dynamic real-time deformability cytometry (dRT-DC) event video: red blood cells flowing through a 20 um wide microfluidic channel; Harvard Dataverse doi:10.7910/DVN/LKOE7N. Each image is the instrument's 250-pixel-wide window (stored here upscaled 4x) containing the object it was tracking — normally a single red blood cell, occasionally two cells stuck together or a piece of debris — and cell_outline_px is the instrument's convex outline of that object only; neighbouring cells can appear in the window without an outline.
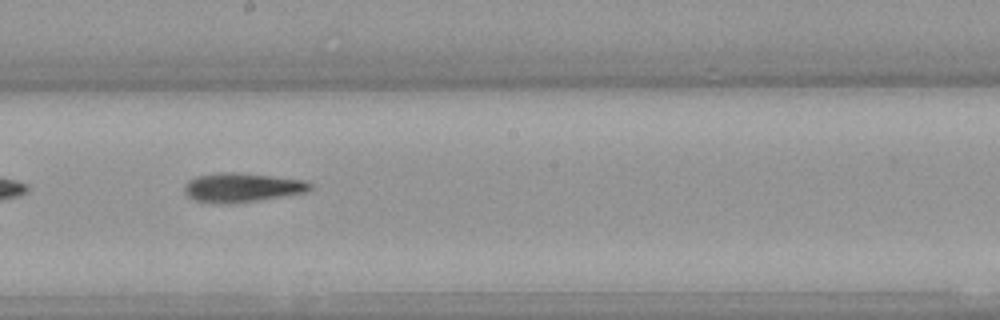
{"species": "Egyptian fruit bat (a non-hibernating species)", "species_latin": "Rousettus aegyptiacus", "temperature_condition": "warm", "stored_images_in_passage": 35, "camera_frame_rate_fps": 3000, "um_per_image_px": 0.085, "animal": {"sex": "female"}, "frame": {"image": 1, "passage_image": 16, "time_ms": 5.0, "image_size_px": [1000, 320], "cell_outline_px": [[312, 188], [308, 192], [260, 200], [224, 204], [220, 204], [192, 200], [184, 192], [184, 184], [188, 180], [200, 176], [220, 172], [232, 172], [272, 176], [304, 180], [312, 184]], "centroid_in_image_um": [20.56, 15.95], "position_along_channel_um": 227.6, "area_um2": 21.39}, "authors_computed_cell_mechanics": {"area_um2": 20.6346, "velocity_mm_per_s": 4.0071, "shape_relaxation_time_tau1_ms": null, "shape_relaxation_time_tau2_ms": 6.7614, "deformation_change_tau1": null, "deformation_change_tau2": 0.2132}}